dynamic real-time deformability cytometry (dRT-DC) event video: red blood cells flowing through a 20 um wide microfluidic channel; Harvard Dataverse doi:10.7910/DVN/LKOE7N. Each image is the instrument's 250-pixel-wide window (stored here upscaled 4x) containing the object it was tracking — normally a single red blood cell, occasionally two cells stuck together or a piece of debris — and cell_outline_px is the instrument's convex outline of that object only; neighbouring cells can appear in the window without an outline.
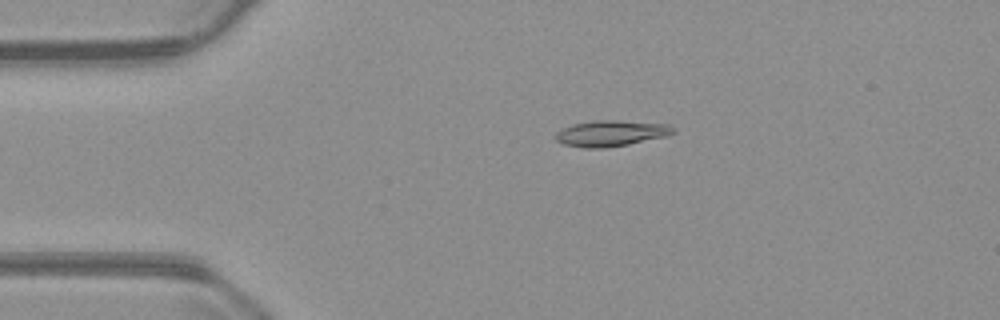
{"species": "common noctule bat (a hibernating species)", "species_latin": "Nyctalus noctula", "temperature_condition": "warm", "stored_images_in_passage": 55, "camera_frame_rate_fps": 3000, "um_per_image_px": 0.085, "animal": {"sex": "male", "body_mass_g": 23.1, "forearm_length_mm": 52.7}, "frame": {"image": 1, "passage_image": 11, "time_ms": 3.333, "image_size_px": [1000, 320], "cell_outline_px": [[676, 132], [668, 136], [628, 144], [604, 148], [584, 148], [564, 144], [556, 140], [556, 132], [572, 124], [596, 120], [616, 120], [668, 124]], "centroid_in_image_um": [51.95, 11.33], "position_along_channel_um": 33.1, "area_um2": 17.69}}
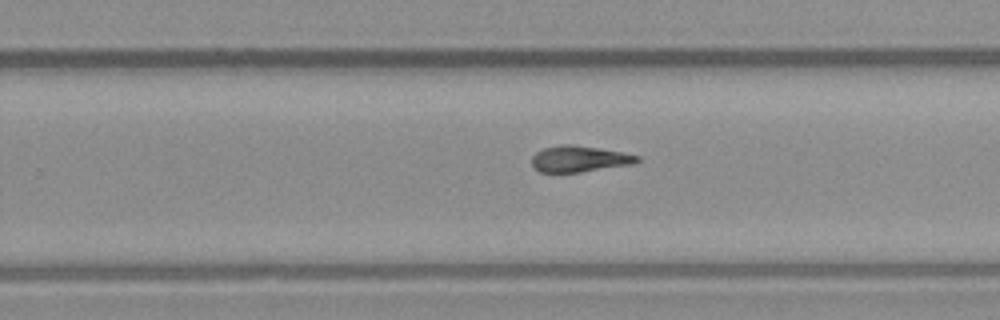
{"frame": {"image": 2, "passage_image": 34, "time_ms": 11.0, "image_size_px": [1000, 320], "cell_outline_px": [[640, 160], [632, 164], [580, 172], [540, 172], [532, 168], [532, 156], [536, 152], [544, 148], [560, 144], [572, 144], [620, 152], [640, 156]], "centroid_in_image_um": [49.19, 13.51], "position_along_channel_um": 280.6, "area_um2": 15.95}}
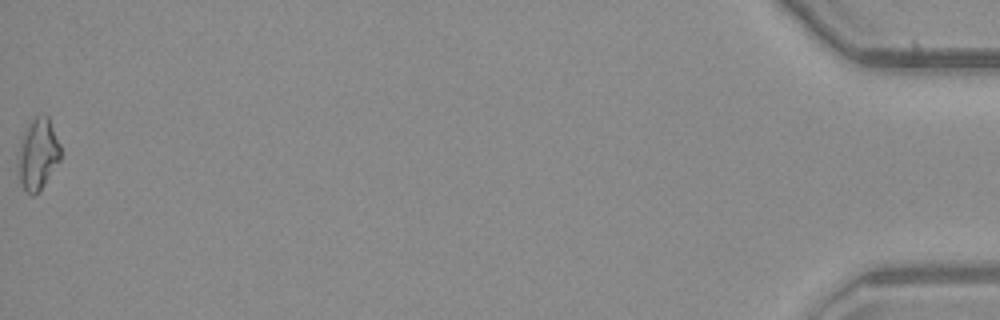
{"frame": {"image": 3, "passage_image": 55, "time_ms": 18.0, "image_size_px": [1000, 320], "cell_outline_px": [[60, 160], [44, 184], [32, 196], [24, 192], [20, 180], [16, 160], [16, 152], [24, 132], [32, 120], [40, 112], [44, 112], [48, 116], [60, 144]], "centroid_in_image_um": [3.19, 13.08], "position_along_channel_um": 432.0, "area_um2": 17.86}, "authors_computed_cell_mechanics": {"area_um2": 16.2996, "velocity_mm_per_s": 3.7431, "shape_relaxation_time_tau1_ms": 4.003, "shape_relaxation_time_tau2_ms": 2.8054, "deformation_change_tau1": 0.1603, "deformation_change_tau2": 0.134}}